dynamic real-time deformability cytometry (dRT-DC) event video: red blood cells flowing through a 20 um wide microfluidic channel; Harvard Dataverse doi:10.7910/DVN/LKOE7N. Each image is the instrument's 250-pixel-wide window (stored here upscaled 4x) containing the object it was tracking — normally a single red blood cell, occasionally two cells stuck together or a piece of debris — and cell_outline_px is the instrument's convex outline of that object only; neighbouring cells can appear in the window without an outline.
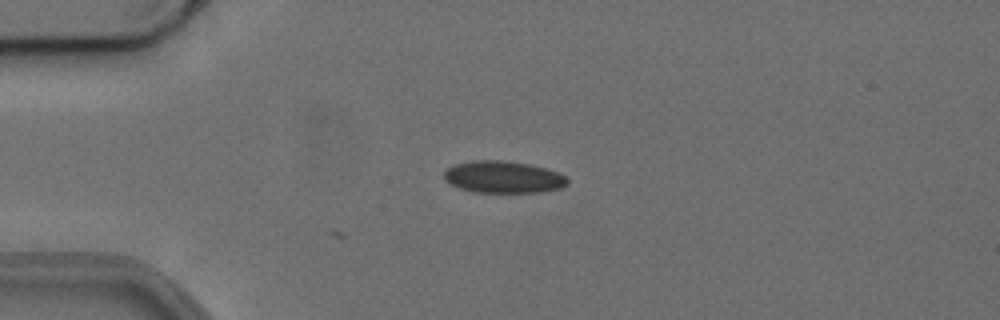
{"species": "common noctule bat (a hibernating species)", "species_latin": "Nyctalus noctula", "temperature_condition": "cold", "stored_images_in_passage": 3, "camera_frame_rate_fps": 3000, "um_per_image_px": 0.085, "animal": {"sex": "female", "body_mass_g": 24.6, "forearm_length_mm": 56.2}, "frame": {"image": 1, "passage_image": 1, "time_ms": 0.0, "image_size_px": [1000, 320], "cell_outline_px": [[568, 184], [560, 188], [540, 192], [476, 192], [460, 188], [444, 180], [444, 172], [448, 168], [456, 164], [472, 160], [504, 160], [528, 164], [548, 168], [560, 172], [568, 180]], "centroid_in_image_um": [42.8, 15.04], "position_along_channel_um": 42.2, "area_um2": 23.0}}